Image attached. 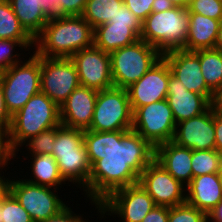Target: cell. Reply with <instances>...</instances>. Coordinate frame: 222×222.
I'll use <instances>...</instances> for the list:
<instances>
[{
  "instance_id": "26",
  "label": "cell",
  "mask_w": 222,
  "mask_h": 222,
  "mask_svg": "<svg viewBox=\"0 0 222 222\" xmlns=\"http://www.w3.org/2000/svg\"><path fill=\"white\" fill-rule=\"evenodd\" d=\"M0 39L20 41L28 50L34 49V39L21 26L8 0H0Z\"/></svg>"
},
{
  "instance_id": "9",
  "label": "cell",
  "mask_w": 222,
  "mask_h": 222,
  "mask_svg": "<svg viewBox=\"0 0 222 222\" xmlns=\"http://www.w3.org/2000/svg\"><path fill=\"white\" fill-rule=\"evenodd\" d=\"M56 188L32 184L23 178L12 179L10 193L28 212L34 222L44 221L56 216L66 205L59 197Z\"/></svg>"
},
{
  "instance_id": "18",
  "label": "cell",
  "mask_w": 222,
  "mask_h": 222,
  "mask_svg": "<svg viewBox=\"0 0 222 222\" xmlns=\"http://www.w3.org/2000/svg\"><path fill=\"white\" fill-rule=\"evenodd\" d=\"M98 91L79 85L60 106L62 126L87 130L92 122Z\"/></svg>"
},
{
  "instance_id": "44",
  "label": "cell",
  "mask_w": 222,
  "mask_h": 222,
  "mask_svg": "<svg viewBox=\"0 0 222 222\" xmlns=\"http://www.w3.org/2000/svg\"><path fill=\"white\" fill-rule=\"evenodd\" d=\"M3 176L0 177V204H2L3 200L8 196L10 193V185L11 179L7 176H4V172L2 173Z\"/></svg>"
},
{
  "instance_id": "21",
  "label": "cell",
  "mask_w": 222,
  "mask_h": 222,
  "mask_svg": "<svg viewBox=\"0 0 222 222\" xmlns=\"http://www.w3.org/2000/svg\"><path fill=\"white\" fill-rule=\"evenodd\" d=\"M222 201V186L218 173L193 177L186 186V202L208 214Z\"/></svg>"
},
{
  "instance_id": "30",
  "label": "cell",
  "mask_w": 222,
  "mask_h": 222,
  "mask_svg": "<svg viewBox=\"0 0 222 222\" xmlns=\"http://www.w3.org/2000/svg\"><path fill=\"white\" fill-rule=\"evenodd\" d=\"M0 222H34L17 199L9 193L0 204Z\"/></svg>"
},
{
  "instance_id": "39",
  "label": "cell",
  "mask_w": 222,
  "mask_h": 222,
  "mask_svg": "<svg viewBox=\"0 0 222 222\" xmlns=\"http://www.w3.org/2000/svg\"><path fill=\"white\" fill-rule=\"evenodd\" d=\"M83 217L84 216H81V214L79 215L73 212L71 207L67 206L56 216L50 217L49 219L40 222H88L86 219L84 220Z\"/></svg>"
},
{
  "instance_id": "37",
  "label": "cell",
  "mask_w": 222,
  "mask_h": 222,
  "mask_svg": "<svg viewBox=\"0 0 222 222\" xmlns=\"http://www.w3.org/2000/svg\"><path fill=\"white\" fill-rule=\"evenodd\" d=\"M154 0H123V3L130 11L143 22L152 12V4Z\"/></svg>"
},
{
  "instance_id": "50",
  "label": "cell",
  "mask_w": 222,
  "mask_h": 222,
  "mask_svg": "<svg viewBox=\"0 0 222 222\" xmlns=\"http://www.w3.org/2000/svg\"><path fill=\"white\" fill-rule=\"evenodd\" d=\"M218 174H219L220 184L222 186V167H221V170L218 172Z\"/></svg>"
},
{
  "instance_id": "1",
  "label": "cell",
  "mask_w": 222,
  "mask_h": 222,
  "mask_svg": "<svg viewBox=\"0 0 222 222\" xmlns=\"http://www.w3.org/2000/svg\"><path fill=\"white\" fill-rule=\"evenodd\" d=\"M91 164L87 196L100 213L99 204L114 191L138 183L142 171L155 159V148L136 131L84 130Z\"/></svg>"
},
{
  "instance_id": "22",
  "label": "cell",
  "mask_w": 222,
  "mask_h": 222,
  "mask_svg": "<svg viewBox=\"0 0 222 222\" xmlns=\"http://www.w3.org/2000/svg\"><path fill=\"white\" fill-rule=\"evenodd\" d=\"M221 21L202 14L189 13V31L183 49L198 51L214 48Z\"/></svg>"
},
{
  "instance_id": "31",
  "label": "cell",
  "mask_w": 222,
  "mask_h": 222,
  "mask_svg": "<svg viewBox=\"0 0 222 222\" xmlns=\"http://www.w3.org/2000/svg\"><path fill=\"white\" fill-rule=\"evenodd\" d=\"M56 140V127L40 132L37 136L29 138L22 146L28 147L30 155L52 154Z\"/></svg>"
},
{
  "instance_id": "2",
  "label": "cell",
  "mask_w": 222,
  "mask_h": 222,
  "mask_svg": "<svg viewBox=\"0 0 222 222\" xmlns=\"http://www.w3.org/2000/svg\"><path fill=\"white\" fill-rule=\"evenodd\" d=\"M93 27L81 16H58L48 20L34 39V52L41 57L70 58L93 46Z\"/></svg>"
},
{
  "instance_id": "8",
  "label": "cell",
  "mask_w": 222,
  "mask_h": 222,
  "mask_svg": "<svg viewBox=\"0 0 222 222\" xmlns=\"http://www.w3.org/2000/svg\"><path fill=\"white\" fill-rule=\"evenodd\" d=\"M133 111L127 90L111 87L98 91L93 119L87 130L113 132L131 130Z\"/></svg>"
},
{
  "instance_id": "29",
  "label": "cell",
  "mask_w": 222,
  "mask_h": 222,
  "mask_svg": "<svg viewBox=\"0 0 222 222\" xmlns=\"http://www.w3.org/2000/svg\"><path fill=\"white\" fill-rule=\"evenodd\" d=\"M191 165L193 177L218 173L222 167V154L216 149L192 150Z\"/></svg>"
},
{
  "instance_id": "38",
  "label": "cell",
  "mask_w": 222,
  "mask_h": 222,
  "mask_svg": "<svg viewBox=\"0 0 222 222\" xmlns=\"http://www.w3.org/2000/svg\"><path fill=\"white\" fill-rule=\"evenodd\" d=\"M14 161V153L11 151L8 143L7 134L0 132V177L2 176V169L10 165V161Z\"/></svg>"
},
{
  "instance_id": "45",
  "label": "cell",
  "mask_w": 222,
  "mask_h": 222,
  "mask_svg": "<svg viewBox=\"0 0 222 222\" xmlns=\"http://www.w3.org/2000/svg\"><path fill=\"white\" fill-rule=\"evenodd\" d=\"M55 2L56 0H41V8L49 19L55 18Z\"/></svg>"
},
{
  "instance_id": "32",
  "label": "cell",
  "mask_w": 222,
  "mask_h": 222,
  "mask_svg": "<svg viewBox=\"0 0 222 222\" xmlns=\"http://www.w3.org/2000/svg\"><path fill=\"white\" fill-rule=\"evenodd\" d=\"M17 47H20V52L29 51L20 41L0 39V73L22 61L21 54L15 51Z\"/></svg>"
},
{
  "instance_id": "3",
  "label": "cell",
  "mask_w": 222,
  "mask_h": 222,
  "mask_svg": "<svg viewBox=\"0 0 222 222\" xmlns=\"http://www.w3.org/2000/svg\"><path fill=\"white\" fill-rule=\"evenodd\" d=\"M60 124V107L41 91L33 95L12 116L7 136L14 159L25 141Z\"/></svg>"
},
{
  "instance_id": "5",
  "label": "cell",
  "mask_w": 222,
  "mask_h": 222,
  "mask_svg": "<svg viewBox=\"0 0 222 222\" xmlns=\"http://www.w3.org/2000/svg\"><path fill=\"white\" fill-rule=\"evenodd\" d=\"M188 31V10L175 6L163 12H151L142 22L140 39L164 54L172 50L183 49Z\"/></svg>"
},
{
  "instance_id": "19",
  "label": "cell",
  "mask_w": 222,
  "mask_h": 222,
  "mask_svg": "<svg viewBox=\"0 0 222 222\" xmlns=\"http://www.w3.org/2000/svg\"><path fill=\"white\" fill-rule=\"evenodd\" d=\"M166 100L172 110L176 124L204 113L210 101L203 95L188 91L181 81L169 76Z\"/></svg>"
},
{
  "instance_id": "40",
  "label": "cell",
  "mask_w": 222,
  "mask_h": 222,
  "mask_svg": "<svg viewBox=\"0 0 222 222\" xmlns=\"http://www.w3.org/2000/svg\"><path fill=\"white\" fill-rule=\"evenodd\" d=\"M11 121H12V116L10 115V113L8 112L6 108L5 99H4V91L0 83V132L8 134Z\"/></svg>"
},
{
  "instance_id": "43",
  "label": "cell",
  "mask_w": 222,
  "mask_h": 222,
  "mask_svg": "<svg viewBox=\"0 0 222 222\" xmlns=\"http://www.w3.org/2000/svg\"><path fill=\"white\" fill-rule=\"evenodd\" d=\"M210 108L214 113L222 115V85L213 92Z\"/></svg>"
},
{
  "instance_id": "33",
  "label": "cell",
  "mask_w": 222,
  "mask_h": 222,
  "mask_svg": "<svg viewBox=\"0 0 222 222\" xmlns=\"http://www.w3.org/2000/svg\"><path fill=\"white\" fill-rule=\"evenodd\" d=\"M168 222H208L207 214L185 202L169 207Z\"/></svg>"
},
{
  "instance_id": "13",
  "label": "cell",
  "mask_w": 222,
  "mask_h": 222,
  "mask_svg": "<svg viewBox=\"0 0 222 222\" xmlns=\"http://www.w3.org/2000/svg\"><path fill=\"white\" fill-rule=\"evenodd\" d=\"M138 183L148 192L155 205L173 207L186 202V186L155 159L142 171Z\"/></svg>"
},
{
  "instance_id": "35",
  "label": "cell",
  "mask_w": 222,
  "mask_h": 222,
  "mask_svg": "<svg viewBox=\"0 0 222 222\" xmlns=\"http://www.w3.org/2000/svg\"><path fill=\"white\" fill-rule=\"evenodd\" d=\"M108 23L128 24L139 37L141 36L142 22L124 3L120 6L114 18L110 19Z\"/></svg>"
},
{
  "instance_id": "24",
  "label": "cell",
  "mask_w": 222,
  "mask_h": 222,
  "mask_svg": "<svg viewBox=\"0 0 222 222\" xmlns=\"http://www.w3.org/2000/svg\"><path fill=\"white\" fill-rule=\"evenodd\" d=\"M32 160L30 163L31 174L26 181L46 186L50 188L60 189L67 184L60 174L56 159L51 154L29 155ZM32 157V158H31ZM33 177V178H32ZM63 184V185H62ZM61 185V186H60ZM60 188H59V187Z\"/></svg>"
},
{
  "instance_id": "27",
  "label": "cell",
  "mask_w": 222,
  "mask_h": 222,
  "mask_svg": "<svg viewBox=\"0 0 222 222\" xmlns=\"http://www.w3.org/2000/svg\"><path fill=\"white\" fill-rule=\"evenodd\" d=\"M207 87L214 92L222 85V52L215 48L194 51Z\"/></svg>"
},
{
  "instance_id": "10",
  "label": "cell",
  "mask_w": 222,
  "mask_h": 222,
  "mask_svg": "<svg viewBox=\"0 0 222 222\" xmlns=\"http://www.w3.org/2000/svg\"><path fill=\"white\" fill-rule=\"evenodd\" d=\"M175 127L176 122L166 99L138 107L133 112L132 130L154 148L172 141Z\"/></svg>"
},
{
  "instance_id": "15",
  "label": "cell",
  "mask_w": 222,
  "mask_h": 222,
  "mask_svg": "<svg viewBox=\"0 0 222 222\" xmlns=\"http://www.w3.org/2000/svg\"><path fill=\"white\" fill-rule=\"evenodd\" d=\"M171 74L168 63L162 57L137 82L126 88L132 111L165 100Z\"/></svg>"
},
{
  "instance_id": "49",
  "label": "cell",
  "mask_w": 222,
  "mask_h": 222,
  "mask_svg": "<svg viewBox=\"0 0 222 222\" xmlns=\"http://www.w3.org/2000/svg\"><path fill=\"white\" fill-rule=\"evenodd\" d=\"M177 7L184 8V0H170Z\"/></svg>"
},
{
  "instance_id": "25",
  "label": "cell",
  "mask_w": 222,
  "mask_h": 222,
  "mask_svg": "<svg viewBox=\"0 0 222 222\" xmlns=\"http://www.w3.org/2000/svg\"><path fill=\"white\" fill-rule=\"evenodd\" d=\"M25 31L35 39L47 24L49 18L41 8V0H8Z\"/></svg>"
},
{
  "instance_id": "28",
  "label": "cell",
  "mask_w": 222,
  "mask_h": 222,
  "mask_svg": "<svg viewBox=\"0 0 222 222\" xmlns=\"http://www.w3.org/2000/svg\"><path fill=\"white\" fill-rule=\"evenodd\" d=\"M123 0H87L82 17L94 28L114 18Z\"/></svg>"
},
{
  "instance_id": "41",
  "label": "cell",
  "mask_w": 222,
  "mask_h": 222,
  "mask_svg": "<svg viewBox=\"0 0 222 222\" xmlns=\"http://www.w3.org/2000/svg\"><path fill=\"white\" fill-rule=\"evenodd\" d=\"M169 207L155 205L141 222H168Z\"/></svg>"
},
{
  "instance_id": "51",
  "label": "cell",
  "mask_w": 222,
  "mask_h": 222,
  "mask_svg": "<svg viewBox=\"0 0 222 222\" xmlns=\"http://www.w3.org/2000/svg\"><path fill=\"white\" fill-rule=\"evenodd\" d=\"M192 0H184V8L187 9L188 4L191 2Z\"/></svg>"
},
{
  "instance_id": "20",
  "label": "cell",
  "mask_w": 222,
  "mask_h": 222,
  "mask_svg": "<svg viewBox=\"0 0 222 222\" xmlns=\"http://www.w3.org/2000/svg\"><path fill=\"white\" fill-rule=\"evenodd\" d=\"M192 150L181 147L173 141L160 144L155 148V160L184 186L192 180Z\"/></svg>"
},
{
  "instance_id": "12",
  "label": "cell",
  "mask_w": 222,
  "mask_h": 222,
  "mask_svg": "<svg viewBox=\"0 0 222 222\" xmlns=\"http://www.w3.org/2000/svg\"><path fill=\"white\" fill-rule=\"evenodd\" d=\"M40 91L59 107L80 85L74 62L70 58L40 56Z\"/></svg>"
},
{
  "instance_id": "48",
  "label": "cell",
  "mask_w": 222,
  "mask_h": 222,
  "mask_svg": "<svg viewBox=\"0 0 222 222\" xmlns=\"http://www.w3.org/2000/svg\"><path fill=\"white\" fill-rule=\"evenodd\" d=\"M214 48L222 52V21L219 26L217 40H216Z\"/></svg>"
},
{
  "instance_id": "7",
  "label": "cell",
  "mask_w": 222,
  "mask_h": 222,
  "mask_svg": "<svg viewBox=\"0 0 222 222\" xmlns=\"http://www.w3.org/2000/svg\"><path fill=\"white\" fill-rule=\"evenodd\" d=\"M114 87L128 88L137 82L162 54L152 45L139 39L134 44L109 53Z\"/></svg>"
},
{
  "instance_id": "4",
  "label": "cell",
  "mask_w": 222,
  "mask_h": 222,
  "mask_svg": "<svg viewBox=\"0 0 222 222\" xmlns=\"http://www.w3.org/2000/svg\"><path fill=\"white\" fill-rule=\"evenodd\" d=\"M57 162L61 176L67 183L82 188L87 195L91 164L84 144V130L56 126V140L51 154ZM86 192V193H85Z\"/></svg>"
},
{
  "instance_id": "47",
  "label": "cell",
  "mask_w": 222,
  "mask_h": 222,
  "mask_svg": "<svg viewBox=\"0 0 222 222\" xmlns=\"http://www.w3.org/2000/svg\"><path fill=\"white\" fill-rule=\"evenodd\" d=\"M208 222H222V201H220L208 214Z\"/></svg>"
},
{
  "instance_id": "42",
  "label": "cell",
  "mask_w": 222,
  "mask_h": 222,
  "mask_svg": "<svg viewBox=\"0 0 222 222\" xmlns=\"http://www.w3.org/2000/svg\"><path fill=\"white\" fill-rule=\"evenodd\" d=\"M215 149L222 154V115L214 113Z\"/></svg>"
},
{
  "instance_id": "23",
  "label": "cell",
  "mask_w": 222,
  "mask_h": 222,
  "mask_svg": "<svg viewBox=\"0 0 222 222\" xmlns=\"http://www.w3.org/2000/svg\"><path fill=\"white\" fill-rule=\"evenodd\" d=\"M139 39L128 24L105 23L94 28L93 45L110 53L134 44Z\"/></svg>"
},
{
  "instance_id": "11",
  "label": "cell",
  "mask_w": 222,
  "mask_h": 222,
  "mask_svg": "<svg viewBox=\"0 0 222 222\" xmlns=\"http://www.w3.org/2000/svg\"><path fill=\"white\" fill-rule=\"evenodd\" d=\"M99 206L101 219L105 215H117L113 218L118 217L123 222H141L155 203L148 192L137 183L114 191Z\"/></svg>"
},
{
  "instance_id": "14",
  "label": "cell",
  "mask_w": 222,
  "mask_h": 222,
  "mask_svg": "<svg viewBox=\"0 0 222 222\" xmlns=\"http://www.w3.org/2000/svg\"><path fill=\"white\" fill-rule=\"evenodd\" d=\"M70 59L76 66L80 85L97 91L114 86L108 52L93 45L79 50Z\"/></svg>"
},
{
  "instance_id": "6",
  "label": "cell",
  "mask_w": 222,
  "mask_h": 222,
  "mask_svg": "<svg viewBox=\"0 0 222 222\" xmlns=\"http://www.w3.org/2000/svg\"><path fill=\"white\" fill-rule=\"evenodd\" d=\"M40 56L35 52L28 60L13 65L0 73L5 105L13 116L35 94L40 92Z\"/></svg>"
},
{
  "instance_id": "34",
  "label": "cell",
  "mask_w": 222,
  "mask_h": 222,
  "mask_svg": "<svg viewBox=\"0 0 222 222\" xmlns=\"http://www.w3.org/2000/svg\"><path fill=\"white\" fill-rule=\"evenodd\" d=\"M189 13H198L222 20V0H192L187 7Z\"/></svg>"
},
{
  "instance_id": "16",
  "label": "cell",
  "mask_w": 222,
  "mask_h": 222,
  "mask_svg": "<svg viewBox=\"0 0 222 222\" xmlns=\"http://www.w3.org/2000/svg\"><path fill=\"white\" fill-rule=\"evenodd\" d=\"M172 141L191 150L215 149L212 109L209 107L204 113L177 123Z\"/></svg>"
},
{
  "instance_id": "36",
  "label": "cell",
  "mask_w": 222,
  "mask_h": 222,
  "mask_svg": "<svg viewBox=\"0 0 222 222\" xmlns=\"http://www.w3.org/2000/svg\"><path fill=\"white\" fill-rule=\"evenodd\" d=\"M87 0H56L55 18L58 16L82 15Z\"/></svg>"
},
{
  "instance_id": "46",
  "label": "cell",
  "mask_w": 222,
  "mask_h": 222,
  "mask_svg": "<svg viewBox=\"0 0 222 222\" xmlns=\"http://www.w3.org/2000/svg\"><path fill=\"white\" fill-rule=\"evenodd\" d=\"M175 5L170 0H154L152 4V12H163L174 8Z\"/></svg>"
},
{
  "instance_id": "17",
  "label": "cell",
  "mask_w": 222,
  "mask_h": 222,
  "mask_svg": "<svg viewBox=\"0 0 222 222\" xmlns=\"http://www.w3.org/2000/svg\"><path fill=\"white\" fill-rule=\"evenodd\" d=\"M171 73L183 83L188 91L205 96L211 101L213 92L207 87L200 69L198 55L194 51L176 49L162 54Z\"/></svg>"
}]
</instances>
